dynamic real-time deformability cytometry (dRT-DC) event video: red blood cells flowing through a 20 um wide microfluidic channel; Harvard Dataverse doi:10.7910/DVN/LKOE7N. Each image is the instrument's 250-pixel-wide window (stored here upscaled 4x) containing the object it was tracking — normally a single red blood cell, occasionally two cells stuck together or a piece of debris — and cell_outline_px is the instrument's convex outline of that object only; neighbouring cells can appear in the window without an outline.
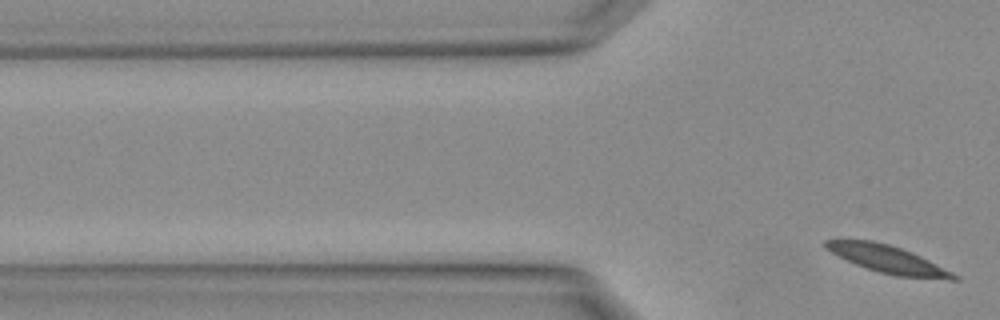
{"species": "Egyptian fruit bat (a non-hibernating species)", "species_latin": "Rousettus aegyptiacus", "temperature_condition": "warm", "stored_images_in_passage": 4, "camera_frame_rate_fps": 3000, "um_per_image_px": 0.085, "animal": {"sex": "female"}, "frame": {"image": 1, "passage_image": 4, "time_ms": 1.0, "image_size_px": [1000, 320], "cell_outline_px": [[960, 280], [948, 280], [896, 276], [880, 272], [856, 264], [824, 248], [824, 240], [840, 236], [872, 240], [888, 244], [912, 252], [960, 276]], "centroid_in_image_um": [75.39, 21.99], "position_along_channel_um": 50.4, "area_um2": 20.98}}